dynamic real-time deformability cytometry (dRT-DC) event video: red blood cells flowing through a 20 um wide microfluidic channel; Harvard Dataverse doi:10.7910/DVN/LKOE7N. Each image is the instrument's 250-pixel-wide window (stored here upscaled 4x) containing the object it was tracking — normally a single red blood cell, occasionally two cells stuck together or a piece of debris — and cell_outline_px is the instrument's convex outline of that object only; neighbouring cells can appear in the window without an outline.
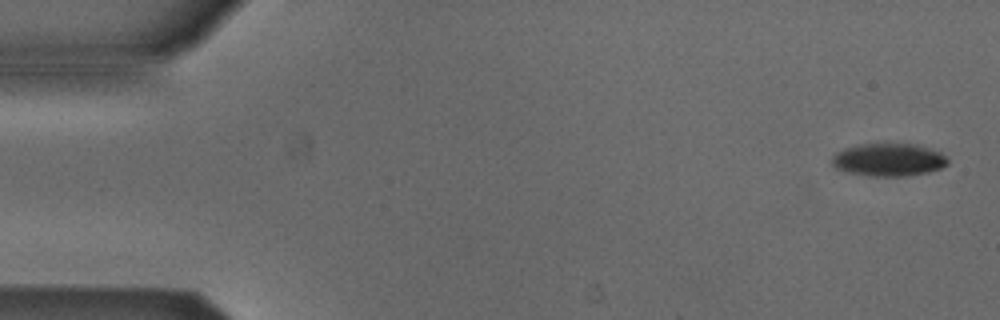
{"species": "Egyptian fruit bat (a non-hibernating species)", "species_latin": "Rousettus aegyptiacus", "temperature_condition": "cold", "stored_images_in_passage": 15, "camera_frame_rate_fps": 3000, "um_per_image_px": 0.085, "animal": {"sex": "male"}, "frame": {"image": 1, "passage_image": 1, "time_ms": 0.0, "image_size_px": [1000, 320], "cell_outline_px": [[948, 164], [940, 168], [928, 172], [908, 176], [868, 176], [844, 172], [836, 168], [832, 164], [832, 156], [836, 152], [844, 148], [860, 144], [916, 144], [940, 152], [948, 160]], "centroid_in_image_um": [75.49, 13.59], "position_along_channel_um": 9.5, "area_um2": 22.2}}
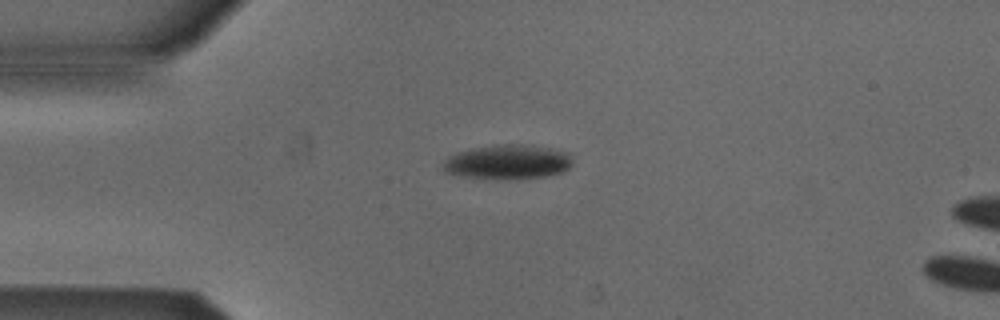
{"frame": {"image": 2, "passage_image": 12, "time_ms": 3.667, "image_size_px": [1000, 320], "cell_outline_px": [[572, 164], [564, 172], [544, 176], [516, 180], [484, 180], [460, 176], [444, 172], [444, 160], [448, 156], [456, 152], [496, 144], [532, 144], [552, 148], [568, 152], [572, 156]], "centroid_in_image_um": [43.17, 13.78], "position_along_channel_um": 41.8, "area_um2": 26.88}}